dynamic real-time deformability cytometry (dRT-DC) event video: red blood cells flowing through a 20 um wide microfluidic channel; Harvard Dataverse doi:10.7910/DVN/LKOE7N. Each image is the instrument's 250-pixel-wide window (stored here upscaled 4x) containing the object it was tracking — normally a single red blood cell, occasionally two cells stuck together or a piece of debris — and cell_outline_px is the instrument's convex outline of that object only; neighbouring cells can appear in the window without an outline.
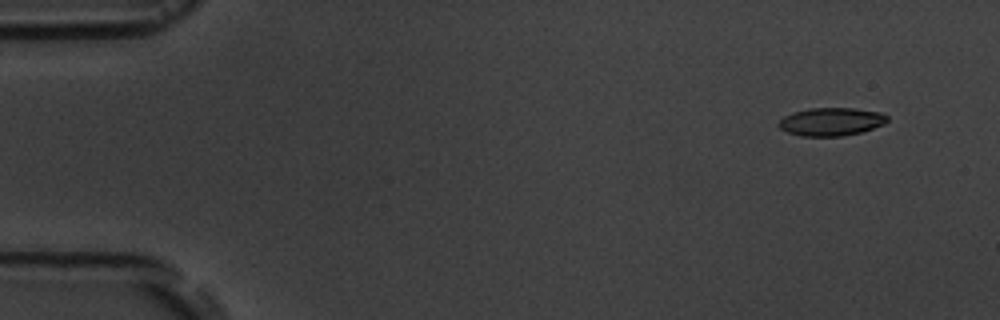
{"species": "common noctule bat (a hibernating species)", "species_latin": "Nyctalus noctula", "temperature_condition": "room temperature", "stored_images_in_passage": 5, "segment_of_instrument_passage": [2, 2], "camera_frame_rate_fps": 3000, "um_per_image_px": 0.085, "animal": {"sex": "male", "body_mass_g": 19.5, "forearm_length_mm": 54.6}, "frame": {"image": 1, "passage_image": 5, "time_ms": 5.667, "image_size_px": [1000, 320], "cell_outline_px": [[888, 120], [884, 124], [860, 132], [844, 136], [800, 136], [788, 132], [780, 128], [776, 124], [784, 116], [792, 112], [808, 108], [856, 108], [884, 112], [888, 116]], "centroid_in_image_um": [70.66, 10.33], "position_along_channel_um": 14.3, "area_um2": 17.98}}